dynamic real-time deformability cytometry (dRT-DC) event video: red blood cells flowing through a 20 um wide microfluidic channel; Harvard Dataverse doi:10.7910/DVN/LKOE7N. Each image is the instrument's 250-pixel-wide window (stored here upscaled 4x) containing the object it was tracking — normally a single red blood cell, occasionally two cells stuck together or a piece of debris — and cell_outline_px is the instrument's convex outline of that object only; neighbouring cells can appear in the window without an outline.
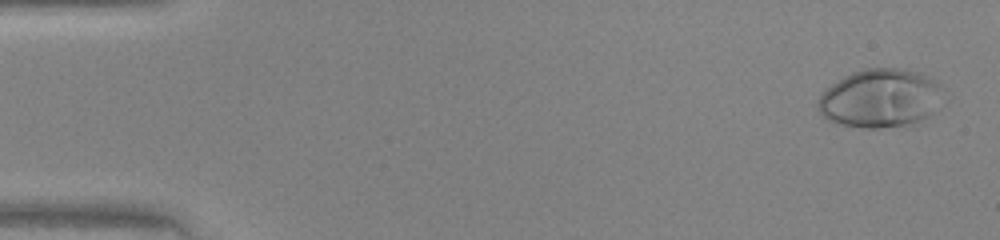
{"species": "human", "species_latin": "Homo sapiens", "temperature_condition": "warm", "stored_images_in_passage": 47, "camera_frame_rate_fps": 3000, "um_per_image_px": 0.085, "donor": {"sex": "female"}, "frame": {"image": 1, "passage_image": 2, "time_ms": 0.333, "image_size_px": [1000, 240], "cell_outline_px": [[940, 88], [932, 112], [916, 128], [864, 128], [840, 124], [828, 120], [816, 108], [816, 100], [832, 84], [844, 76], [852, 72], [864, 68], [904, 68], [920, 72], [928, 76], [940, 84]], "centroid_in_image_um": [74.8, 8.39], "position_along_channel_um": 10.2, "area_um2": 43.18}}
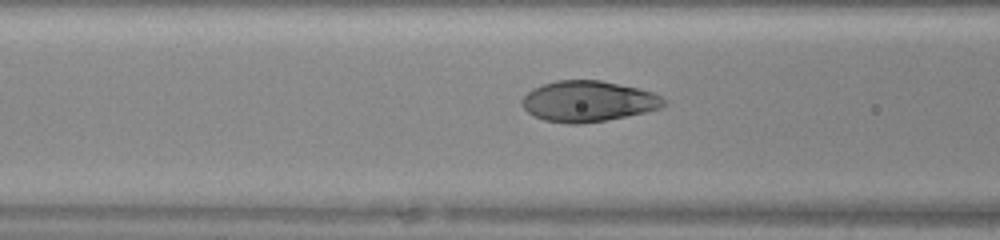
{"frame": {"image": 2, "passage_image": 19, "time_ms": 6.0, "image_size_px": [1000, 240], "cell_outline_px": [[668, 104], [660, 108], [644, 112], [604, 120], [580, 124], [568, 124], [544, 120], [532, 116], [520, 104], [520, 100], [532, 88], [556, 80], [600, 80], [636, 88], [652, 92], [668, 100]], "centroid_in_image_um": [49.96, 8.61], "position_along_channel_um": 116.6, "area_um2": 33.7}}
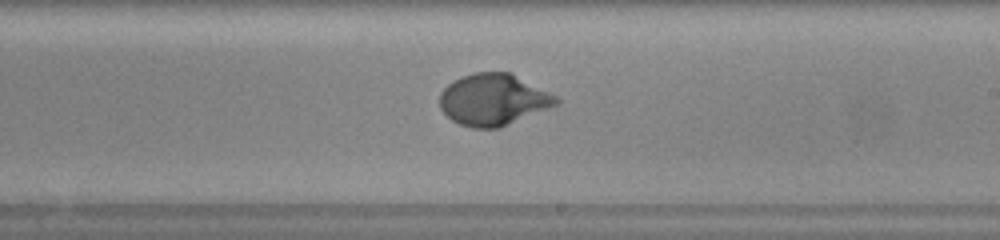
{"frame": {"image": 3, "passage_image": 28, "time_ms": 9.0, "image_size_px": [1000, 240], "cell_outline_px": [[560, 100], [556, 104], [500, 128], [472, 128], [460, 124], [452, 120], [440, 108], [440, 92], [452, 80], [460, 76], [472, 72], [508, 72], [556, 96]], "centroid_in_image_um": [41.86, 8.47], "position_along_channel_um": 247.1, "area_um2": 34.56}}